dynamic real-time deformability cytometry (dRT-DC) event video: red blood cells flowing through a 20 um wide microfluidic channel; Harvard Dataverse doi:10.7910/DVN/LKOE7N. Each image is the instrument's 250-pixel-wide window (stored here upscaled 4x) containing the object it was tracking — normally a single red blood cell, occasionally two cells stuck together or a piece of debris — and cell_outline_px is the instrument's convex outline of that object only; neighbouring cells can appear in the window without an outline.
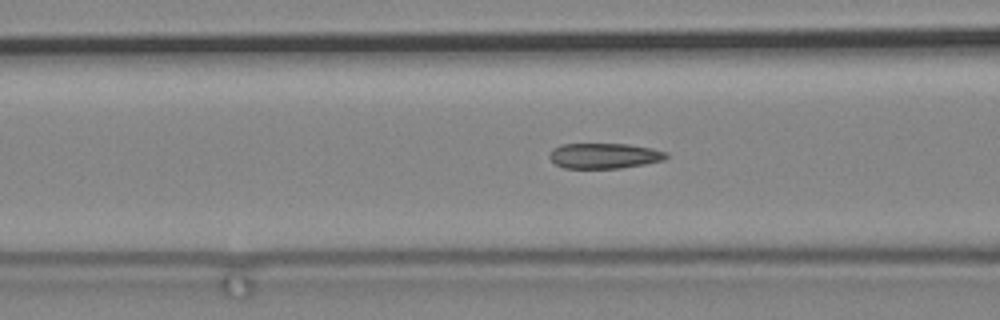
{"species": "common noctule bat (a hibernating species)", "species_latin": "Nyctalus noctula", "temperature_condition": "cold", "stored_images_in_passage": 81, "camera_frame_rate_fps": 3000, "um_per_image_px": 0.085, "animal": {"sex": "male", "body_mass_g": 19.2, "forearm_length_mm": 51.8}, "frame": {"image": 1, "passage_image": 40, "time_ms": 13.0, "image_size_px": [1000, 320], "cell_outline_px": [[668, 156], [664, 160], [644, 164], [620, 168], [564, 168], [556, 164], [548, 156], [552, 148], [560, 144], [628, 144], [652, 148], [668, 152]], "centroid_in_image_um": [51.36, 13.23], "position_along_channel_um": 115.2, "area_um2": 17.34}}
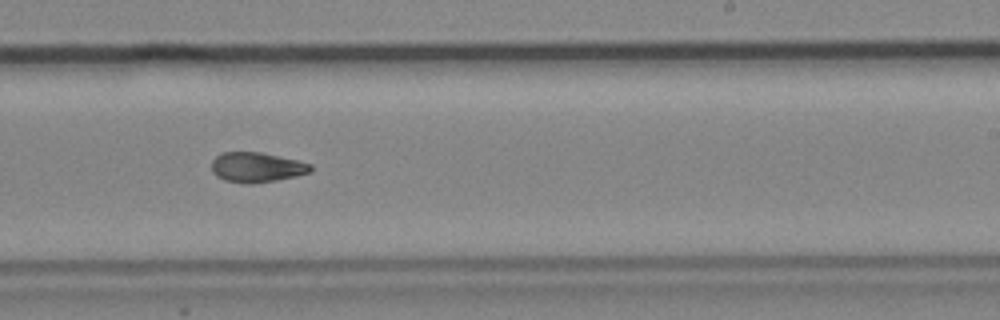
{"frame": {"image": 2, "passage_image": 55, "time_ms": 18.0, "image_size_px": [1000, 320], "cell_outline_px": [[312, 172], [296, 176], [276, 180], [252, 184], [244, 184], [224, 180], [216, 176], [212, 172], [212, 160], [220, 152], [260, 152], [296, 160], [312, 164]], "centroid_in_image_um": [21.8, 14.23], "position_along_channel_um": 267.2, "area_um2": 17.4}}
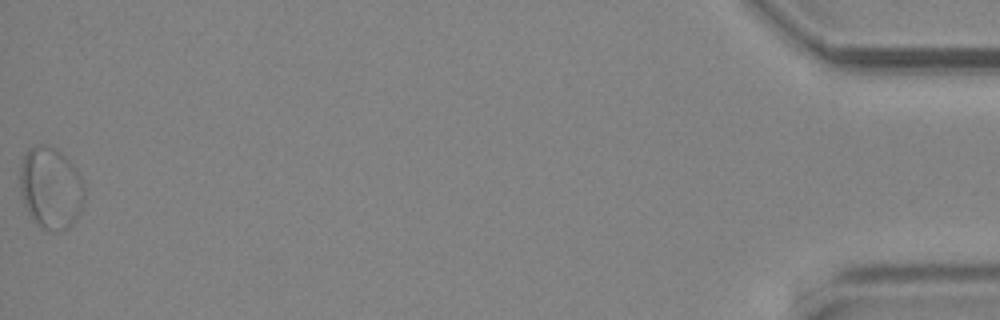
{"frame": {"image": 3, "passage_image": 81, "time_ms": 26.667, "image_size_px": [1000, 320], "cell_outline_px": [[84, 204], [80, 212], [72, 224], [68, 228], [60, 232], [48, 232], [40, 228], [28, 216], [20, 192], [20, 168], [24, 156], [28, 148], [36, 144], [44, 144], [56, 148], [76, 168], [84, 184]], "centroid_in_image_um": [4.3, 16.02], "position_along_channel_um": 430.9, "area_um2": 31.39}}